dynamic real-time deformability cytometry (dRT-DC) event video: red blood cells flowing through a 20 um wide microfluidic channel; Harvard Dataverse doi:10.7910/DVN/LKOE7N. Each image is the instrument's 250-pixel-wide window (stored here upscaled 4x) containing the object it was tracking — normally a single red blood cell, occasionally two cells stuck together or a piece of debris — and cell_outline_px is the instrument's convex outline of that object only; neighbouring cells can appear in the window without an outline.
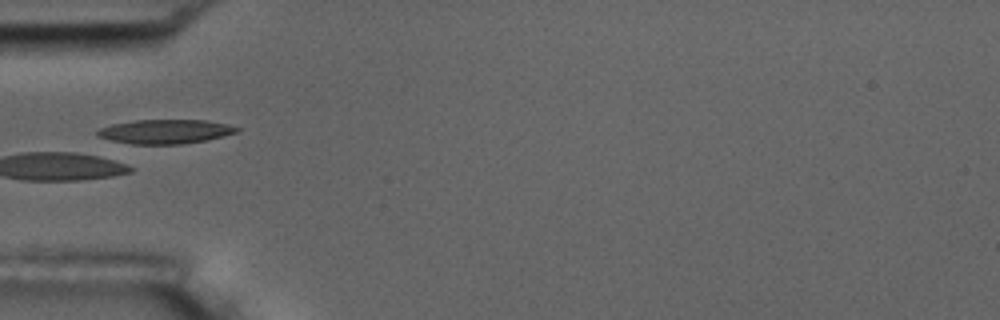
{"species": "common noctule bat (a hibernating species)", "species_latin": "Nyctalus noctula", "temperature_condition": "room temperature", "stored_images_in_passage": 8, "camera_frame_rate_fps": 3000, "um_per_image_px": 0.085, "animal": {"sex": "male", "body_mass_g": 17.5, "forearm_length_mm": 52.3}, "frame": {"image": 1, "passage_image": 6, "time_ms": 6.0, "image_size_px": [1000, 320], "cell_outline_px": [[240, 128], [236, 132], [224, 136], [208, 140], [184, 144], [132, 144], [112, 140], [96, 136], [96, 132], [100, 128], [112, 124], [136, 120], [208, 120], [228, 124]], "centroid_in_image_um": [14.07, 11.18], "position_along_channel_um": 70.9, "area_um2": 19.71}}